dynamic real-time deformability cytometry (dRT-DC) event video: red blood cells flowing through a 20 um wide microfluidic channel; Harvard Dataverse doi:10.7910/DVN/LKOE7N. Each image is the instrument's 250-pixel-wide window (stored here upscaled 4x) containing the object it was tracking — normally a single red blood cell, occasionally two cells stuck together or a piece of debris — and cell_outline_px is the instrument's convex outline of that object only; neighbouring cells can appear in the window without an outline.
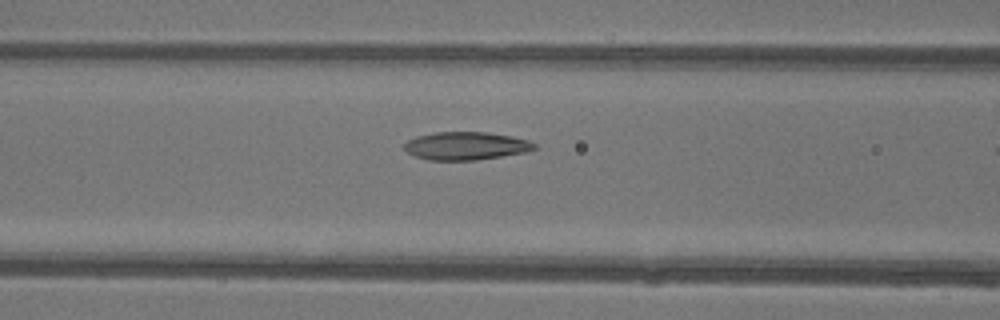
{"species": "common noctule bat (a hibernating species)", "species_latin": "Nyctalus noctula", "temperature_condition": "warm", "stored_images_in_passage": 8, "camera_frame_rate_fps": 3000, "um_per_image_px": 0.085, "animal": {"sex": "female"}, "frame": {"image": 1, "passage_image": 7, "time_ms": 2.0, "image_size_px": [1000, 320], "cell_outline_px": [[536, 148], [524, 152], [476, 160], [428, 160], [416, 156], [408, 152], [404, 148], [404, 144], [408, 140], [416, 136], [436, 132], [488, 132], [512, 136], [528, 140], [536, 144]], "centroid_in_image_um": [39.59, 12.39], "position_along_channel_um": 127.0, "area_um2": 21.1}}